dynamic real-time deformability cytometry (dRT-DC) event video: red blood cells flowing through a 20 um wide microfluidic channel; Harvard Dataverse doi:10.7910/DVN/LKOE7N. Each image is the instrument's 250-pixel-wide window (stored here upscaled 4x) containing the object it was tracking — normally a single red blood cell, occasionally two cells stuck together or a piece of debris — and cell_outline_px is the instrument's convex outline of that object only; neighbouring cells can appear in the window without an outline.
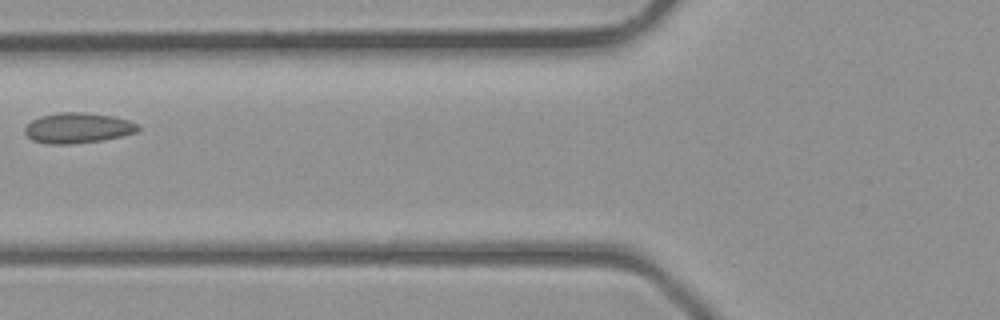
{"species": "common noctule bat (a hibernating species)", "species_latin": "Nyctalus noctula", "temperature_condition": "room temperature", "stored_images_in_passage": 3, "camera_frame_rate_fps": 3000, "um_per_image_px": 0.085, "animal": {"sex": "male", "body_mass_g": 23.1, "forearm_length_mm": 52.7}, "frame": {"image": 1, "passage_image": 3, "time_ms": 0.667, "image_size_px": [1000, 320], "cell_outline_px": [[140, 128], [136, 132], [104, 140], [72, 144], [48, 144], [32, 140], [24, 132], [24, 128], [32, 120], [40, 116], [60, 112], [80, 112], [112, 116], [128, 120], [136, 124]], "centroid_in_image_um": [6.58, 10.88], "position_along_channel_um": 119.2, "area_um2": 19.94}}